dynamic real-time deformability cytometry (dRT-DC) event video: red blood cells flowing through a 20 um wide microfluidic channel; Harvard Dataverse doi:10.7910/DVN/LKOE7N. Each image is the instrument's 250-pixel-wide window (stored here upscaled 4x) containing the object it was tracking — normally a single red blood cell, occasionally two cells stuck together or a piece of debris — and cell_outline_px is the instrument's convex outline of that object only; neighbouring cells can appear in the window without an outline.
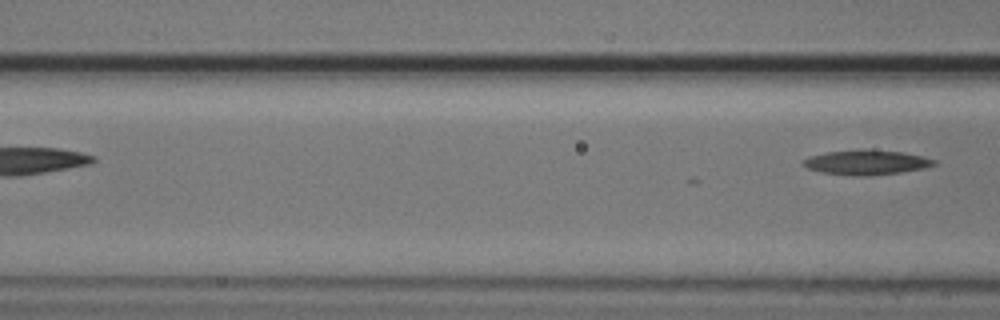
{"species": "common noctule bat (a hibernating species)", "species_latin": "Nyctalus noctula", "temperature_condition": "cold", "stored_images_in_passage": 6, "camera_frame_rate_fps": 3000, "um_per_image_px": 0.085, "animal": {"sex": "male", "body_mass_g": 20.5, "forearm_length_mm": 52.5}, "frame": {"image": 1, "passage_image": 6, "time_ms": 1.667, "image_size_px": [1000, 320], "cell_outline_px": [[936, 164], [924, 168], [900, 172], [872, 176], [852, 176], [820, 172], [808, 168], [800, 164], [808, 156], [828, 152], [860, 148], [864, 148], [904, 152], [936, 160]], "centroid_in_image_um": [73.61, 13.79], "position_along_channel_um": 93.0, "area_um2": 19.19}}